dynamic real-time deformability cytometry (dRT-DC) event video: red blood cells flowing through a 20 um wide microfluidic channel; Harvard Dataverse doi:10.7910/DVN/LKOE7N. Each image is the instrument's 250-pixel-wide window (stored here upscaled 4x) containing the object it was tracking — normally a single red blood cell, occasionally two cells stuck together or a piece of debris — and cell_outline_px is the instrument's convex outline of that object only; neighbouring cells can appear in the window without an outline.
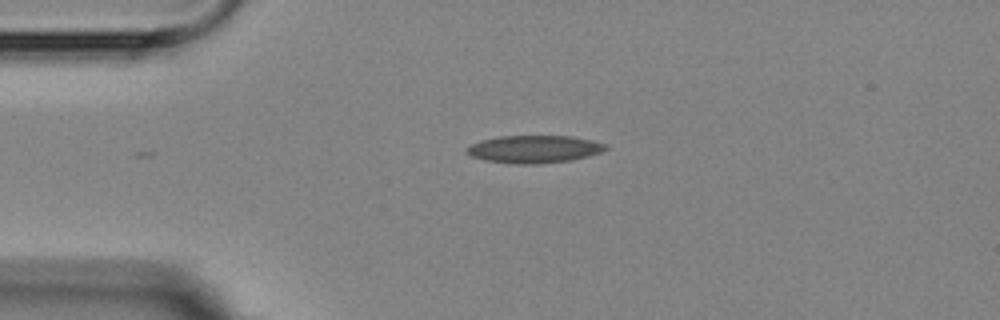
{"species": "Egyptian fruit bat (a non-hibernating species)", "species_latin": "Rousettus aegyptiacus", "temperature_condition": "room temperature", "stored_images_in_passage": 3, "camera_frame_rate_fps": 3000, "um_per_image_px": 0.085, "animal": {"sex": "female"}, "frame": {"image": 1, "passage_image": 1, "time_ms": 0.0, "image_size_px": [1000, 320], "cell_outline_px": [[608, 148], [600, 152], [588, 156], [568, 160], [540, 164], [516, 164], [488, 160], [472, 156], [468, 152], [468, 148], [472, 144], [480, 140], [500, 136], [572, 136], [592, 140], [608, 144]], "centroid_in_image_um": [45.46, 12.67], "position_along_channel_um": 39.5, "area_um2": 22.08}}